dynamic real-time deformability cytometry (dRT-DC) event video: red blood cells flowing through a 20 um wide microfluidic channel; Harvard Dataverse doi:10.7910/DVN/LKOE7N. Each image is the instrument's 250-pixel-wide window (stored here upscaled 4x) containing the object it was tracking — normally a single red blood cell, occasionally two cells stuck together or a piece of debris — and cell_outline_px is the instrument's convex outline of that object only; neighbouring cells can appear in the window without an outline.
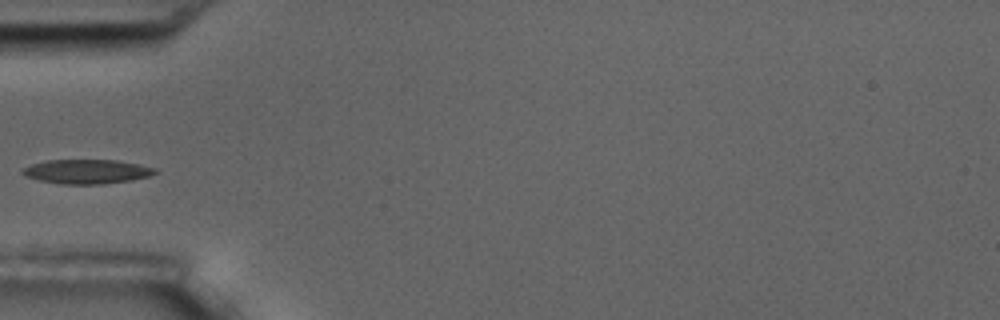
{"species": "common noctule bat (a hibernating species)", "species_latin": "Nyctalus noctula", "temperature_condition": "room temperature", "stored_images_in_passage": 6, "camera_frame_rate_fps": 3000, "um_per_image_px": 0.085, "animal": {"sex": "male", "body_mass_g": 17.5, "forearm_length_mm": 52.3}, "frame": {"image": 1, "passage_image": 6, "time_ms": 5.667, "image_size_px": [1000, 320], "cell_outline_px": [[160, 172], [148, 176], [132, 180], [104, 184], [60, 184], [40, 180], [24, 176], [20, 172], [24, 168], [32, 164], [48, 160], [116, 160], [156, 168]], "centroid_in_image_um": [7.39, 14.59], "position_along_channel_um": 77.6, "area_um2": 18.73}}